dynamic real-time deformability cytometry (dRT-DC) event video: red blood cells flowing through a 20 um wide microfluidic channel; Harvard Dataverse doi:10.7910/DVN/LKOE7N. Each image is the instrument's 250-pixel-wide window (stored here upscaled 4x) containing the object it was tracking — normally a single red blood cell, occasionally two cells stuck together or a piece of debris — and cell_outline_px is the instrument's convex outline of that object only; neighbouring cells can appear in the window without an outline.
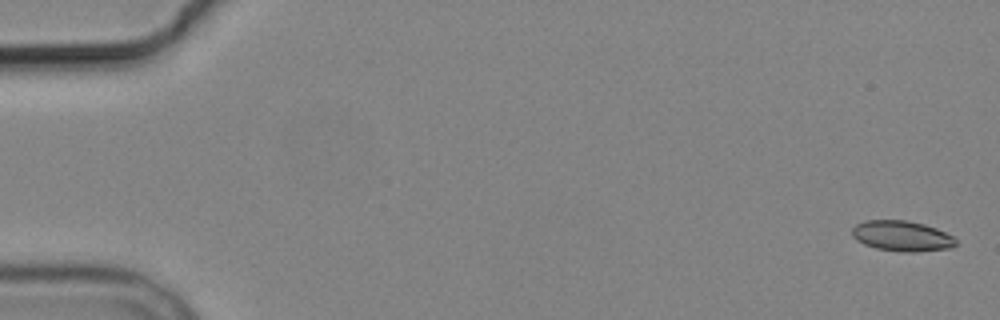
{"species": "common noctule bat (a hibernating species)", "species_latin": "Nyctalus noctula", "temperature_condition": "cold", "stored_images_in_passage": 5, "camera_frame_rate_fps": 3000, "um_per_image_px": 0.085, "animal": {"sex": "male", "body_mass_g": 19.2, "forearm_length_mm": 51.8}, "frame": {"image": 1, "passage_image": 1, "time_ms": 0.0, "image_size_px": [1000, 320], "cell_outline_px": [[956, 244], [952, 248], [916, 252], [900, 252], [876, 248], [864, 244], [856, 240], [852, 236], [852, 228], [856, 224], [864, 220], [908, 220], [924, 224], [936, 228], [952, 236], [956, 240]], "centroid_in_image_um": [76.64, 20.06], "position_along_channel_um": 8.4, "area_um2": 18.55}}